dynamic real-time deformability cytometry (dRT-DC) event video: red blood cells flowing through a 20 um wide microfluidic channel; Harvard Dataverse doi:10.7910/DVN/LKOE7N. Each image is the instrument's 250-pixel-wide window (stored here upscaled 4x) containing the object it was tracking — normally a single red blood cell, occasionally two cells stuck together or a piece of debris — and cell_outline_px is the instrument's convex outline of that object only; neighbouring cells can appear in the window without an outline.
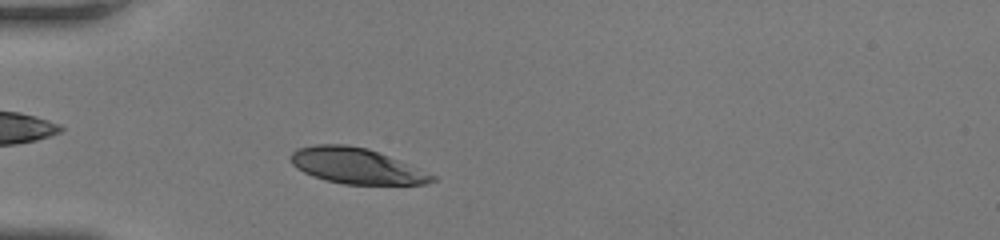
{"species": "human", "species_latin": "Homo sapiens", "temperature_condition": "room temperature", "stored_images_in_passage": 36, "camera_frame_rate_fps": 3000, "um_per_image_px": 0.085, "donor": {"sex": "female"}, "frame": {"image": 1, "passage_image": 5, "time_ms": 1.333, "image_size_px": [1000, 240], "cell_outline_px": [[436, 180], [428, 184], [344, 184], [312, 176], [296, 168], [292, 164], [288, 156], [296, 148], [316, 144], [344, 144], [368, 148], [408, 164], [436, 176]], "centroid_in_image_um": [30.24, 14.09], "position_along_channel_um": 54.8, "area_um2": 29.3}}
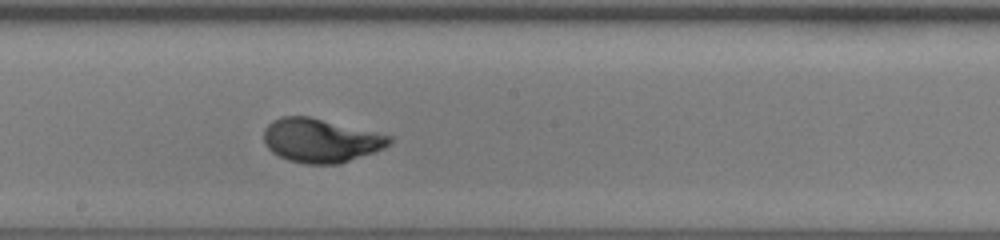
{"frame": {"image": 2, "passage_image": 18, "time_ms": 5.667, "image_size_px": [1000, 240], "cell_outline_px": [[392, 140], [384, 148], [340, 164], [304, 164], [288, 160], [272, 152], [264, 144], [264, 128], [272, 120], [280, 116], [308, 116], [392, 136]], "centroid_in_image_um": [27.22, 11.94], "position_along_channel_um": 221.0, "area_um2": 31.96}}
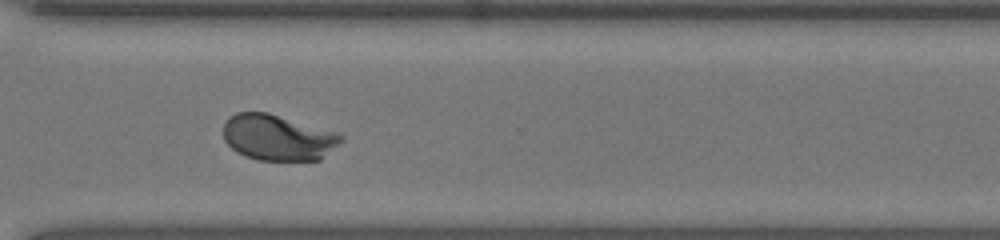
{"frame": {"image": 3, "passage_image": 27, "time_ms": 8.667, "image_size_px": [1000, 240], "cell_outline_px": [[344, 140], [320, 160], [256, 160], [244, 156], [236, 152], [224, 140], [224, 124], [236, 112], [268, 112], [340, 132], [344, 136]], "centroid_in_image_um": [23.67, 11.69], "position_along_channel_um": 346.9, "area_um2": 31.79}, "authors_computed_cell_mechanics": {"area_um2": 31.5299, "velocity_mm_per_s": 4.1936, "shape_relaxation_time_tau1_ms": 2.8573, "shape_relaxation_time_tau2_ms": null, "deformation_change_tau1": 0.1726, "deformation_change_tau2": null}}